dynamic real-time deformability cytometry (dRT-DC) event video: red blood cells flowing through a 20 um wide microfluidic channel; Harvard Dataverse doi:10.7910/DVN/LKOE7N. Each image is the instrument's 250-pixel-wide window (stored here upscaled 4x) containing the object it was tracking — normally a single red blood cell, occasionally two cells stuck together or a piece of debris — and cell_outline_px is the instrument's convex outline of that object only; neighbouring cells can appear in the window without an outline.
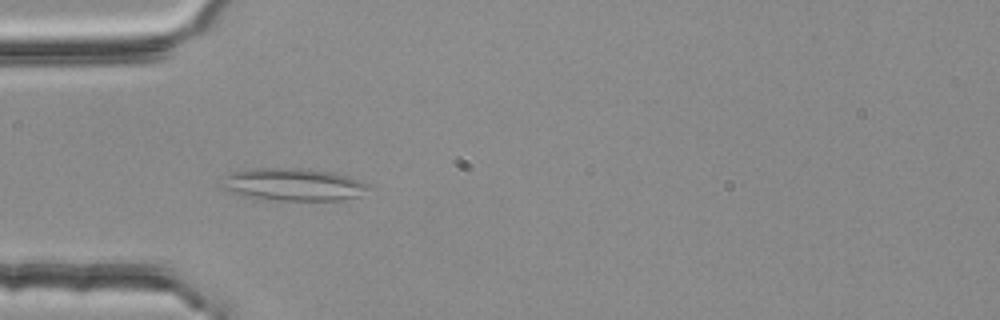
{"species": "common noctule bat (a hibernating species)", "species_latin": "Nyctalus noctula", "temperature_condition": "room temperature", "stored_images_in_passage": 42, "camera_frame_rate_fps": 3000, "um_per_image_px": 0.085, "animal": {"sex": "female", "body_mass_g": 25.1}, "frame": {"image": 1, "passage_image": 6, "time_ms": 1.667, "image_size_px": [1000, 320], "cell_outline_px": [[372, 184], [360, 196], [340, 200], [280, 200], [256, 196], [236, 192], [224, 188], [216, 180], [232, 172], [256, 168], [300, 168], [332, 172], [348, 176]], "centroid_in_image_um": [24.98, 15.66], "position_along_channel_um": 60.0, "area_um2": 27.4}}
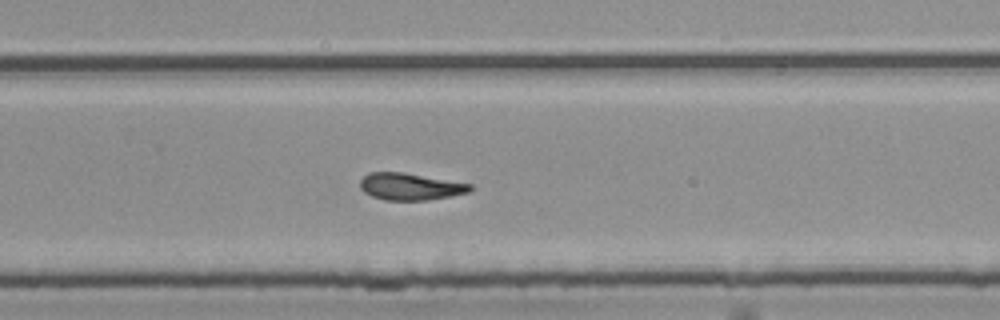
{"frame": {"image": 2, "passage_image": 25, "time_ms": 8.0, "image_size_px": [1000, 320], "cell_outline_px": [[472, 188], [468, 192], [448, 196], [424, 200], [384, 200], [372, 196], [364, 192], [360, 188], [360, 180], [368, 172], [404, 172], [472, 184]], "centroid_in_image_um": [34.83, 15.85], "position_along_channel_um": 295.0, "area_um2": 17.17}}
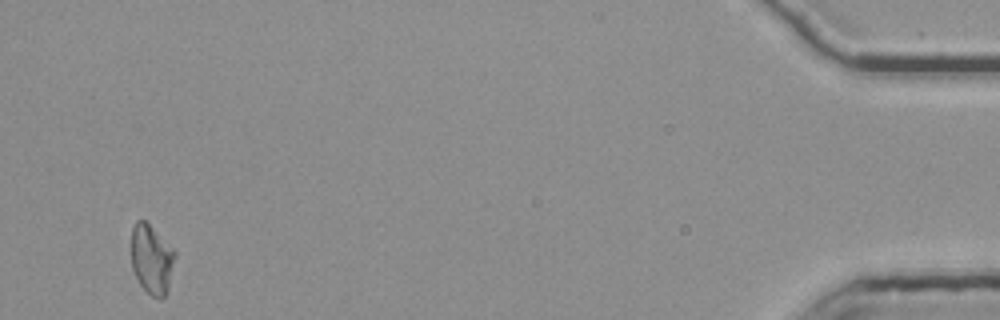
{"frame": {"image": 3, "passage_image": 42, "time_ms": 13.667, "image_size_px": [1000, 320], "cell_outline_px": [[176, 256], [168, 292], [160, 300], [152, 296], [140, 284], [132, 268], [132, 228], [136, 220], [144, 220], [176, 252]], "centroid_in_image_um": [12.91, 22.07], "position_along_channel_um": 422.3, "area_um2": 17.51}}